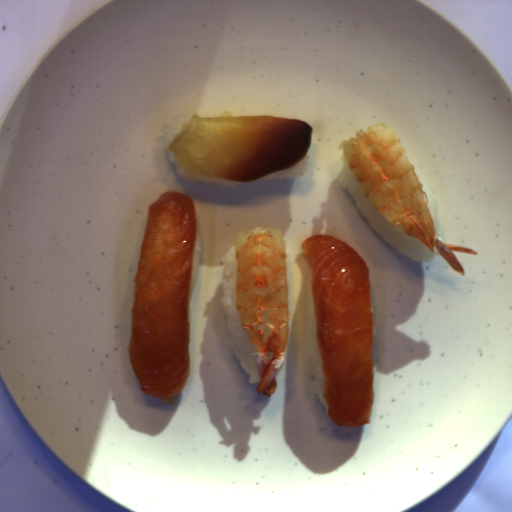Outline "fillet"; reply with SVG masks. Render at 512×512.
<instances>
[{
	"mask_svg": "<svg viewBox=\"0 0 512 512\" xmlns=\"http://www.w3.org/2000/svg\"><path fill=\"white\" fill-rule=\"evenodd\" d=\"M313 297L323 396L338 427L369 424L374 365L369 265L336 237L317 234L300 245Z\"/></svg>",
	"mask_w": 512,
	"mask_h": 512,
	"instance_id": "obj_2",
	"label": "fillet"
},
{
	"mask_svg": "<svg viewBox=\"0 0 512 512\" xmlns=\"http://www.w3.org/2000/svg\"><path fill=\"white\" fill-rule=\"evenodd\" d=\"M196 205L165 191L148 207L137 269L128 354L141 391L174 404L189 382V308Z\"/></svg>",
	"mask_w": 512,
	"mask_h": 512,
	"instance_id": "obj_1",
	"label": "fillet"
},
{
	"mask_svg": "<svg viewBox=\"0 0 512 512\" xmlns=\"http://www.w3.org/2000/svg\"><path fill=\"white\" fill-rule=\"evenodd\" d=\"M313 128L277 115H193L168 146L184 171L213 179L255 181L293 167L312 144Z\"/></svg>",
	"mask_w": 512,
	"mask_h": 512,
	"instance_id": "obj_3",
	"label": "fillet"
}]
</instances>
